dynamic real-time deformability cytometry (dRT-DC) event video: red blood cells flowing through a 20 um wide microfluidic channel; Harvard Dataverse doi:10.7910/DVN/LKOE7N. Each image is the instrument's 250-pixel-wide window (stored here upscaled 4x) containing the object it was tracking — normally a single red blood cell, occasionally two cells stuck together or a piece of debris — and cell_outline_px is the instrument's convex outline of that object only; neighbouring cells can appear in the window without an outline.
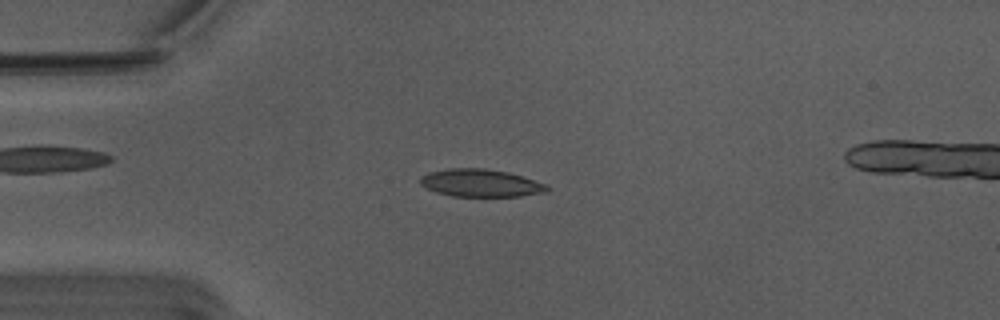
{"species": "Egyptian fruit bat (a non-hibernating species)", "species_latin": "Rousettus aegyptiacus", "temperature_condition": "warm", "stored_images_in_passage": 53, "camera_frame_rate_fps": 3000, "um_per_image_px": 0.085, "animal": {"sex": "male"}, "frame": {"image": 1, "passage_image": 13, "time_ms": 4.0, "image_size_px": [1000, 320], "cell_outline_px": [[552, 188], [548, 192], [520, 196], [452, 196], [436, 192], [420, 184], [420, 176], [428, 172], [448, 168], [484, 168], [508, 172], [548, 184]], "centroid_in_image_um": [40.89, 15.55], "position_along_channel_um": 44.1, "area_um2": 20.58}}
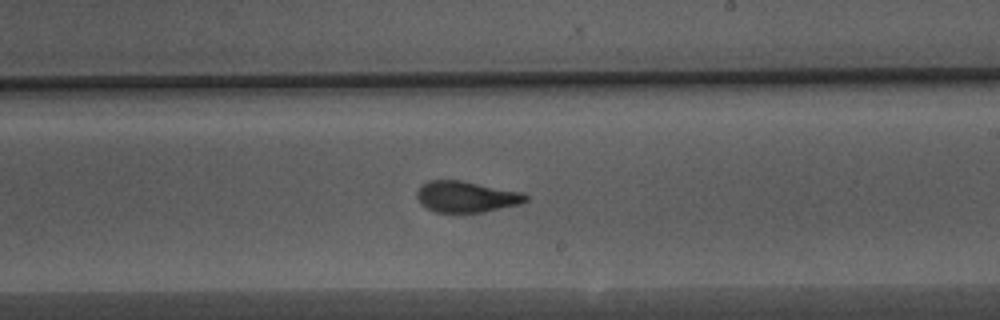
{"frame": {"image": 2, "passage_image": 31, "time_ms": 10.0, "image_size_px": [1000, 320], "cell_outline_px": [[528, 200], [520, 204], [484, 212], [436, 212], [420, 204], [416, 196], [416, 192], [428, 180], [460, 180], [524, 192], [528, 196]], "centroid_in_image_um": [39.66, 16.72], "position_along_channel_um": 249.3, "area_um2": 19.77}}
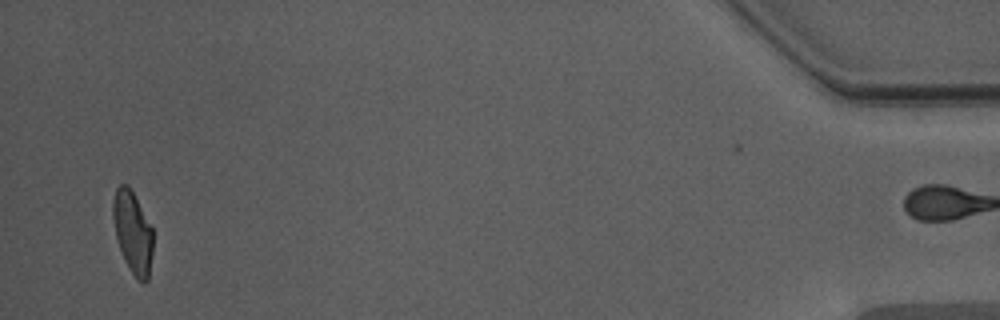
{"frame": {"image": 3, "passage_image": 52, "time_ms": 17.0, "image_size_px": [1000, 320], "cell_outline_px": [[152, 252], [148, 280], [144, 284], [136, 280], [128, 268], [124, 260], [116, 236], [112, 216], [112, 200], [116, 188], [120, 184], [128, 184], [152, 228]], "centroid_in_image_um": [11.26, 19.77], "position_along_channel_um": 423.9, "area_um2": 19.13}, "authors_computed_cell_mechanics": {"area_um2": 20.1144, "velocity_mm_per_s": 3.7672, "shape_relaxation_time_tau1_ms": 8.8414, "shape_relaxation_time_tau2_ms": 1.3051, "deformation_change_tau1": 0.2542, "deformation_change_tau2": 0.0894}}